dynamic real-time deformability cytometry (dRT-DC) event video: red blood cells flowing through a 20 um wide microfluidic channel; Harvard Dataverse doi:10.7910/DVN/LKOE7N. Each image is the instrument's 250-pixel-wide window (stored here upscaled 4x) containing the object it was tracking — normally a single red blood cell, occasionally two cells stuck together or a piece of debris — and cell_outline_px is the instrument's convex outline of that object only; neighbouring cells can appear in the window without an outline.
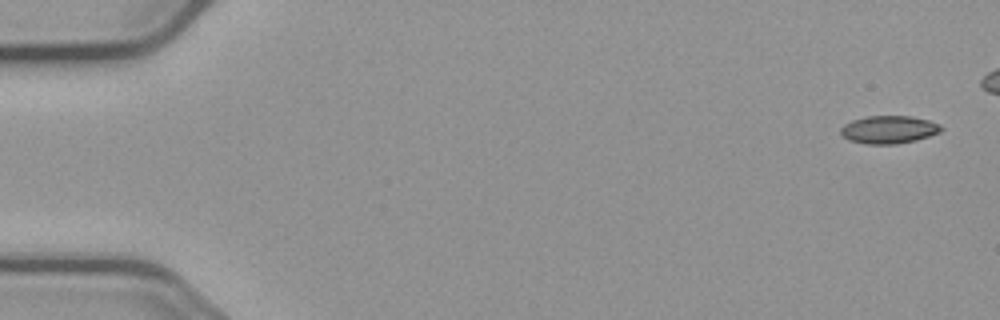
{"species": "common noctule bat (a hibernating species)", "species_latin": "Nyctalus noctula", "temperature_condition": "cold", "stored_images_in_passage": 7, "camera_frame_rate_fps": 3000, "um_per_image_px": 0.085, "animal": {"sex": "male", "body_mass_g": 23.1, "forearm_length_mm": 52.7}, "frame": {"image": 1, "passage_image": 1, "time_ms": 0.0, "image_size_px": [1000, 320], "cell_outline_px": [[944, 128], [940, 132], [916, 140], [896, 144], [868, 144], [848, 140], [840, 132], [840, 128], [844, 124], [852, 120], [868, 116], [912, 116], [928, 120], [940, 124]], "centroid_in_image_um": [75.56, 11.01], "position_along_channel_um": 9.4, "area_um2": 16.3}}
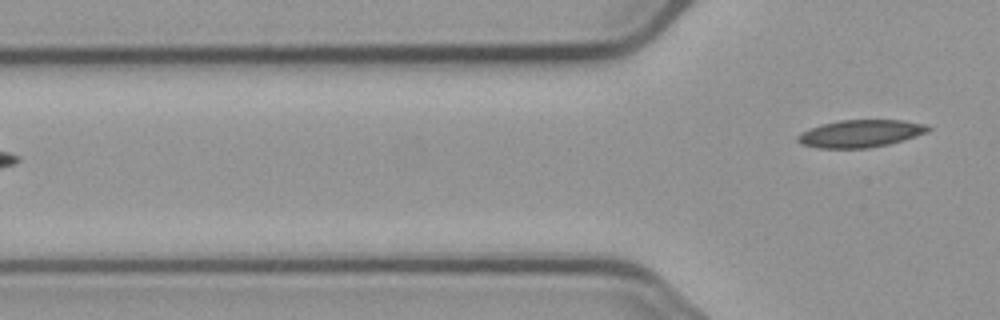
{"frame": {"image": 2, "passage_image": 7, "time_ms": 7.0, "image_size_px": [1000, 320], "cell_outline_px": [[932, 128], [928, 132], [904, 140], [888, 144], [868, 148], [820, 148], [800, 144], [796, 140], [796, 136], [812, 128], [824, 124], [840, 120], [900, 120], [924, 124]], "centroid_in_image_um": [73.16, 11.36], "position_along_channel_um": 52.6, "area_um2": 20.63}}